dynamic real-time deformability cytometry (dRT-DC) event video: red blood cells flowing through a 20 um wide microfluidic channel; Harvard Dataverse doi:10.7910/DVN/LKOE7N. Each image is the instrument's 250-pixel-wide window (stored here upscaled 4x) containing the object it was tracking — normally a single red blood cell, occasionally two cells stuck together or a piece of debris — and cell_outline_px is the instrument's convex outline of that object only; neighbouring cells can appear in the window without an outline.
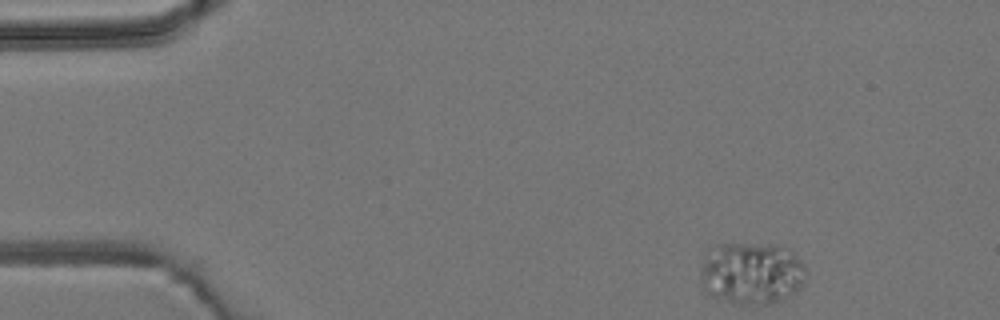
{"species": "common noctule bat (a hibernating species)", "species_latin": "Nyctalus noctula", "temperature_condition": "room temperature", "stored_images_in_passage": 3, "camera_frame_rate_fps": 3000, "um_per_image_px": 0.085, "animal": {"sex": "male", "body_mass_g": 19.2, "forearm_length_mm": 51.8}, "frame": {"image": 1, "passage_image": 1, "time_ms": 0.0, "image_size_px": [1000, 320], "cell_outline_px": [[808, 276], [796, 292], [772, 304], [740, 304], [708, 296], [704, 292], [700, 280], [700, 268], [716, 244], [776, 244], [792, 252], [804, 264], [808, 272]], "centroid_in_image_um": [63.9, 23.24], "position_along_channel_um": 21.1, "area_um2": 38.55}}